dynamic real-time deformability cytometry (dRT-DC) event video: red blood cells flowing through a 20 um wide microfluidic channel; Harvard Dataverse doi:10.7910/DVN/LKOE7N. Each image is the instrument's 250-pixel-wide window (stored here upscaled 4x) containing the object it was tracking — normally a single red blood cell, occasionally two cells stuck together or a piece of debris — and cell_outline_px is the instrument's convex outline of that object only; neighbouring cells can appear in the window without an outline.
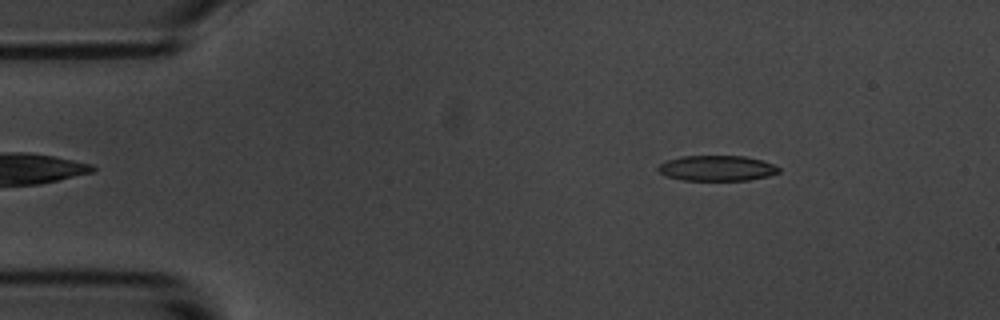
{"species": "common noctule bat (a hibernating species)", "species_latin": "Nyctalus noctula", "temperature_condition": "room temperature", "stored_images_in_passage": 52, "camera_frame_rate_fps": 3000, "um_per_image_px": 0.085, "animal": {"sex": "male", "body_mass_g": 20.1, "forearm_length_mm": 53.5}, "frame": {"image": 1, "passage_image": 3, "time_ms": 0.667, "image_size_px": [1000, 320], "cell_outline_px": [[780, 172], [768, 176], [748, 180], [684, 180], [668, 176], [660, 172], [656, 168], [664, 160], [680, 156], [744, 156], [764, 160], [780, 168]], "centroid_in_image_um": [60.94, 14.28], "position_along_channel_um": 24.1, "area_um2": 17.92}}
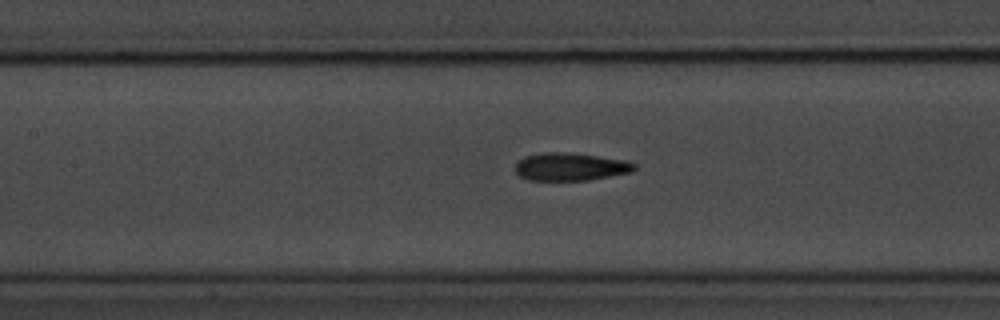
{"frame": {"image": 2, "passage_image": 20, "time_ms": 6.333, "image_size_px": [1000, 320], "cell_outline_px": [[636, 168], [632, 172], [588, 180], [528, 180], [520, 176], [516, 172], [516, 164], [524, 156], [544, 152], [564, 152], [628, 160], [636, 164]], "centroid_in_image_um": [48.5, 14.17], "position_along_channel_um": 158.9, "area_um2": 19.25}}
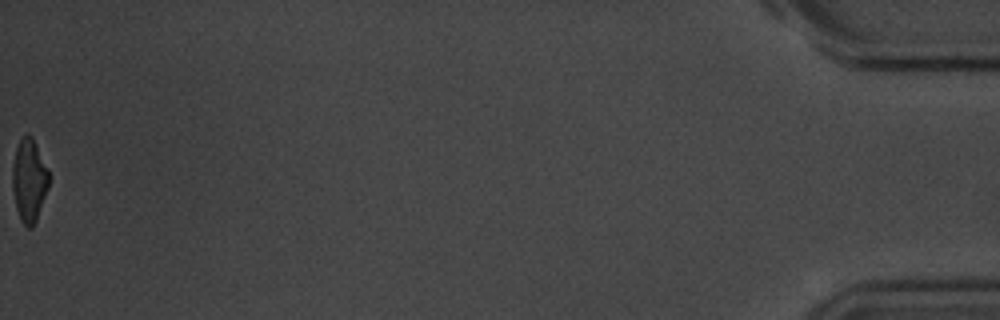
{"frame": {"image": 3, "passage_image": 52, "time_ms": 17.0, "image_size_px": [1000, 320], "cell_outline_px": [[48, 188], [36, 220], [32, 228], [28, 228], [20, 220], [16, 208], [12, 188], [12, 164], [16, 148], [24, 132], [28, 132], [32, 136], [48, 168]], "centroid_in_image_um": [2.46, 15.29], "position_along_channel_um": 432.7, "area_um2": 17.74}, "authors_computed_cell_mechanics": {"area_um2": 19.1896, "velocity_mm_per_s": 3.5246, "shape_relaxation_time_tau1_ms": 4.124, "shape_relaxation_time_tau2_ms": 2.4856, "deformation_change_tau1": 0.1565, "deformation_change_tau2": 0.1108}}